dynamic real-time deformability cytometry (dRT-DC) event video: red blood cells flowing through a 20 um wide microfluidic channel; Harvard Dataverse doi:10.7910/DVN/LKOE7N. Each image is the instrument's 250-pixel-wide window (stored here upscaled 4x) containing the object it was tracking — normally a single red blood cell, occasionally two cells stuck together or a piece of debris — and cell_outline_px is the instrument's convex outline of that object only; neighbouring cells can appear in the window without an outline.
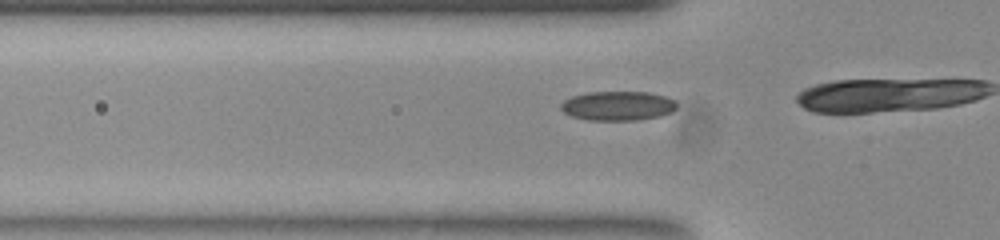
{"species": "common noctule bat (a hibernating species)", "species_latin": "Nyctalus noctula", "temperature_condition": "room temperature", "stored_images_in_passage": 19, "camera_frame_rate_fps": 3000, "um_per_image_px": 0.085, "animal": {"sex": "female", "body_mass_g": 23.0, "forearm_length_mm": 53.4}, "frame": {"image": 1, "passage_image": 14, "time_ms": 4.333, "image_size_px": [1000, 240], "cell_outline_px": [[676, 108], [672, 112], [660, 116], [636, 120], [588, 120], [572, 116], [564, 112], [560, 108], [560, 104], [564, 100], [572, 96], [588, 92], [648, 92], [664, 96], [676, 100]], "centroid_in_image_um": [52.51, 8.99], "position_along_channel_um": 73.3, "area_um2": 19.83}}
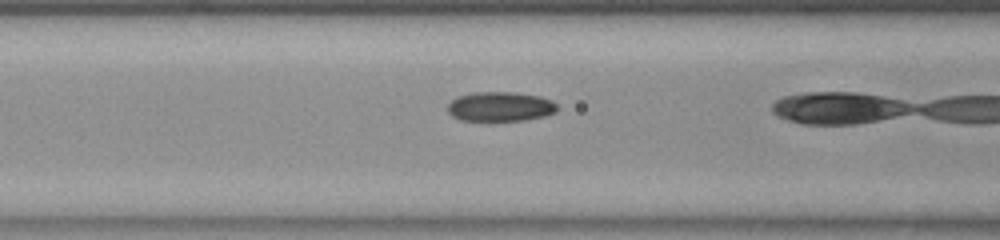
{"frame": {"image": 2, "passage_image": 18, "time_ms": 5.667, "image_size_px": [1000, 240], "cell_outline_px": [[560, 108], [556, 112], [544, 116], [524, 120], [460, 120], [452, 116], [448, 112], [448, 104], [456, 96], [472, 92], [512, 92], [540, 96], [552, 100]], "centroid_in_image_um": [42.53, 9.05], "position_along_channel_um": 124.1, "area_um2": 18.96}}